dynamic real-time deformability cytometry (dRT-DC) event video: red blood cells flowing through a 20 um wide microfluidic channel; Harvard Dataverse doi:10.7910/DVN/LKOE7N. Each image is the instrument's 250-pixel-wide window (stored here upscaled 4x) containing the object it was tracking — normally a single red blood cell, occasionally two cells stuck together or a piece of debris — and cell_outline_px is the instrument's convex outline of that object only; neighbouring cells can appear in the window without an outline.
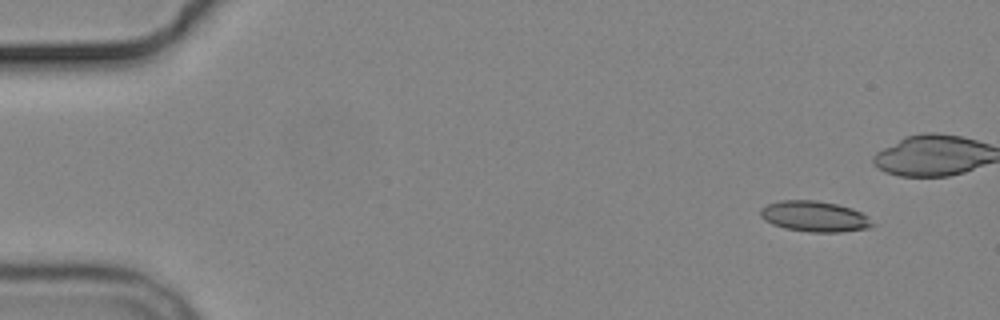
{"species": "common noctule bat (a hibernating species)", "species_latin": "Nyctalus noctula", "temperature_condition": "cold", "stored_images_in_passage": 5, "camera_frame_rate_fps": 3000, "um_per_image_px": 0.085, "animal": {"sex": "male", "body_mass_g": 19.2, "forearm_length_mm": 51.8}, "frame": {"image": 1, "passage_image": 1, "time_ms": 0.0, "image_size_px": [1000, 320], "cell_outline_px": [[876, 224], [872, 228], [840, 232], [808, 232], [784, 228], [772, 224], [764, 220], [760, 216], [760, 208], [768, 204], [780, 200], [816, 200], [836, 204], [852, 208], [868, 216]], "centroid_in_image_um": [69.26, 18.4], "position_along_channel_um": 15.7, "area_um2": 20.29}}